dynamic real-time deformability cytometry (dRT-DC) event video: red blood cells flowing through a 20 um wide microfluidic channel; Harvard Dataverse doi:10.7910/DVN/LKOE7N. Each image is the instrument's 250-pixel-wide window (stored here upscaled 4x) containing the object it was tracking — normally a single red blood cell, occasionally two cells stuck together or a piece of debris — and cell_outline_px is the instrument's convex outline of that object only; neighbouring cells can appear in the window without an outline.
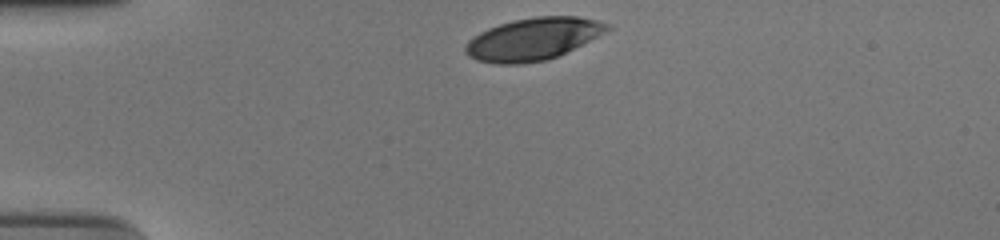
{"species": "human", "species_latin": "Homo sapiens", "temperature_condition": "cold", "stored_images_in_passage": 33, "camera_frame_rate_fps": 3000, "um_per_image_px": 0.085, "donor": {"sex": "male"}, "frame": {"image": 1, "passage_image": 1, "time_ms": 0.0, "image_size_px": [1000, 240], "cell_outline_px": [[612, 28], [560, 56], [548, 60], [520, 64], [496, 64], [476, 60], [468, 56], [464, 52], [464, 48], [468, 40], [480, 32], [488, 28], [500, 24], [516, 20], [536, 16], [576, 16], [596, 20], [608, 24]], "centroid_in_image_um": [45.29, 3.33], "position_along_channel_um": 39.7, "area_um2": 34.91}}
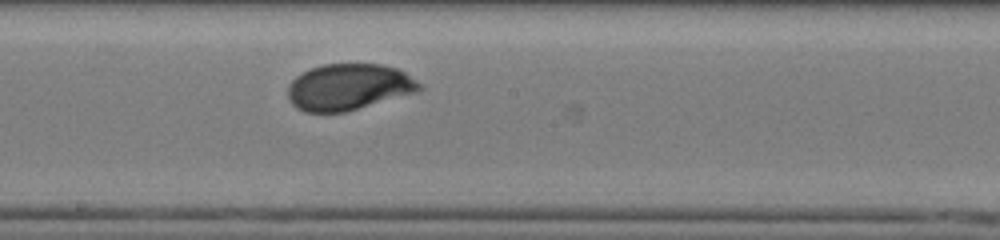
{"frame": {"image": 2, "passage_image": 19, "time_ms": 6.0, "image_size_px": [1000, 240], "cell_outline_px": [[420, 92], [344, 112], [304, 112], [296, 108], [292, 104], [288, 96], [288, 84], [296, 76], [312, 68], [324, 64], [380, 64], [396, 68], [404, 72], [416, 80], [420, 84]], "centroid_in_image_um": [29.64, 7.4], "position_along_channel_um": 218.6, "area_um2": 35.49}}
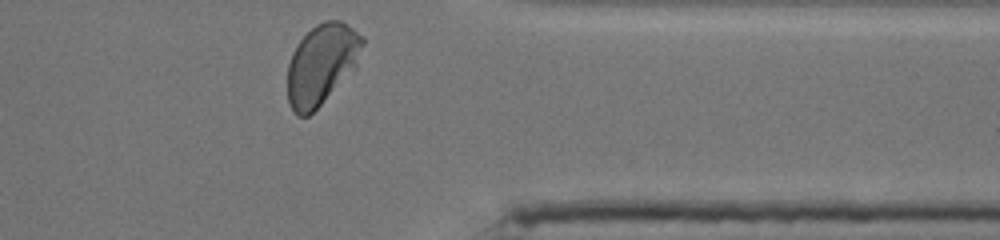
{"frame": {"image": 3, "passage_image": 33, "time_ms": 10.667, "image_size_px": [1000, 240], "cell_outline_px": [[364, 44], [356, 68], [308, 116], [296, 116], [288, 100], [288, 64], [292, 52], [296, 44], [316, 24], [324, 20], [340, 20], [364, 36]], "centroid_in_image_um": [27.35, 5.43], "position_along_channel_um": 384.1, "area_um2": 35.03}, "authors_computed_cell_mechanics": {"area_um2": 35.258, "velocity_mm_per_s": 3.6948, "shape_relaxation_time_tau1_ms": 2.3567, "shape_relaxation_time_tau2_ms": null, "deformation_change_tau1": 0.1483, "deformation_change_tau2": null}}